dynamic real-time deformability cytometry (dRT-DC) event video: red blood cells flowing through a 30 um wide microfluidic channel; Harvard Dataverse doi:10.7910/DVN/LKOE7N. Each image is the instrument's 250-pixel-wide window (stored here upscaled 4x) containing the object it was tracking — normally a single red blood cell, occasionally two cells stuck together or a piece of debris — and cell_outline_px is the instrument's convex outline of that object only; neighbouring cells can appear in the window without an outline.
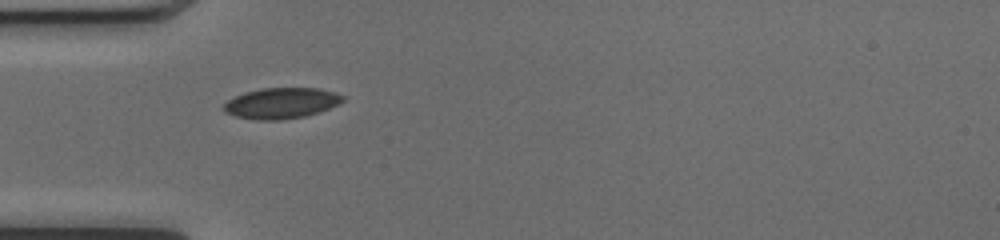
{"species": "common noctule bat (a hibernating species)", "species_latin": "Nyctalus noctula", "temperature_condition": "cold", "stored_images_in_passage": 35, "camera_frame_rate_fps": 3000, "um_per_image_px": 0.085, "animal": {"sex": "female", "body_mass_g": 17.0, "forearm_length_mm": 48.0}, "frame": {"image": 1, "passage_image": 1, "time_ms": 0.0, "image_size_px": [1000, 240], "cell_outline_px": [[344, 100], [320, 112], [304, 116], [280, 120], [256, 120], [236, 116], [224, 112], [224, 104], [228, 100], [244, 92], [260, 88], [320, 88], [344, 96]], "centroid_in_image_um": [23.89, 8.76], "position_along_channel_um": 61.1, "area_um2": 21.21}}
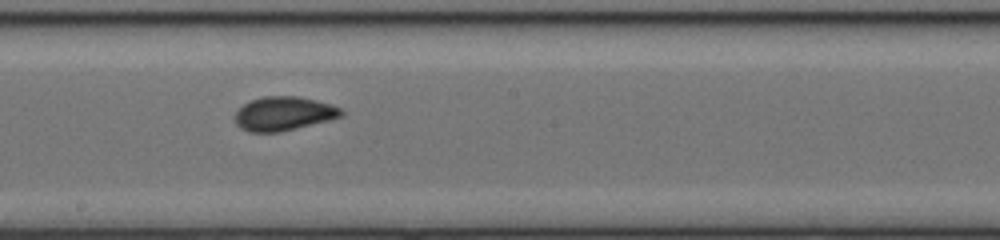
{"frame": {"image": 2, "passage_image": 13, "time_ms": 4.0, "image_size_px": [1000, 240], "cell_outline_px": [[344, 116], [280, 132], [248, 132], [240, 128], [236, 124], [236, 112], [244, 104], [252, 100], [264, 96], [296, 96], [316, 100], [340, 108], [344, 112]], "centroid_in_image_um": [24.11, 9.66], "position_along_channel_um": 224.1, "area_um2": 20.81}}
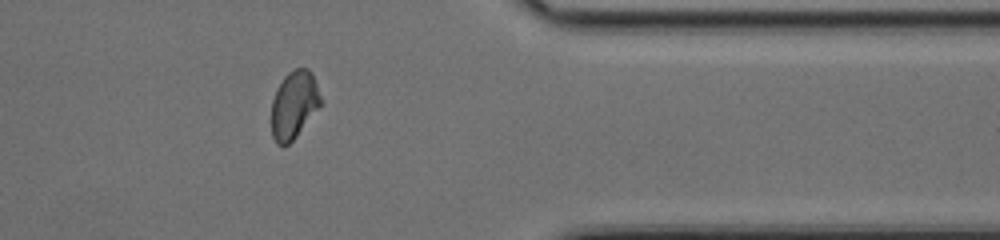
{"frame": {"image": 3, "passage_image": 26, "time_ms": 8.333, "image_size_px": [1000, 240], "cell_outline_px": [[324, 100], [296, 136], [284, 148], [276, 144], [272, 136], [272, 100], [276, 88], [284, 76], [288, 72], [296, 68], [308, 68], [312, 72]], "centroid_in_image_um": [25.0, 8.89], "position_along_channel_um": 386.4, "area_um2": 19.65}, "authors_computed_cell_mechanics": {"area_um2": 20.3456, "velocity_mm_per_s": 4.1201, "shape_relaxation_time_tau1_ms": 7.9868, "shape_relaxation_time_tau2_ms": 1.0832, "deformation_change_tau1": 0.1335, "deformation_change_tau2": 0.0349}}